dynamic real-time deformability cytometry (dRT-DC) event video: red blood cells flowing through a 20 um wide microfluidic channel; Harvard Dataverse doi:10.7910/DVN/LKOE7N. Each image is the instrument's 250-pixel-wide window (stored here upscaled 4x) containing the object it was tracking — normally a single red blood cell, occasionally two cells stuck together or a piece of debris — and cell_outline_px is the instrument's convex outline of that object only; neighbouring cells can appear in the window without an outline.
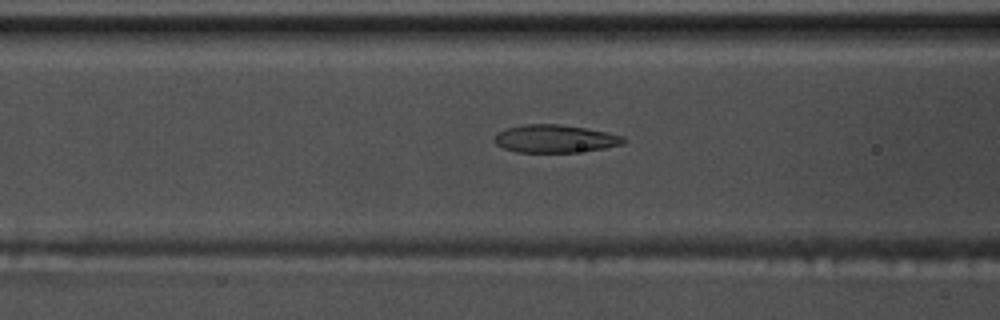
{"species": "common noctule bat (a hibernating species)", "species_latin": "Nyctalus noctula", "temperature_condition": "warm", "stored_images_in_passage": 53, "camera_frame_rate_fps": 3000, "um_per_image_px": 0.085, "animal": {"sex": "male", "body_mass_g": 17.5, "forearm_length_mm": 52.3}, "frame": {"image": 1, "passage_image": 23, "time_ms": 7.333, "image_size_px": [1000, 320], "cell_outline_px": [[628, 140], [624, 144], [604, 148], [576, 152], [516, 152], [504, 148], [496, 144], [492, 140], [500, 132], [508, 128], [524, 124], [560, 124], [608, 132], [624, 136]], "centroid_in_image_um": [47.22, 11.79], "position_along_channel_um": 119.4, "area_um2": 20.92}}
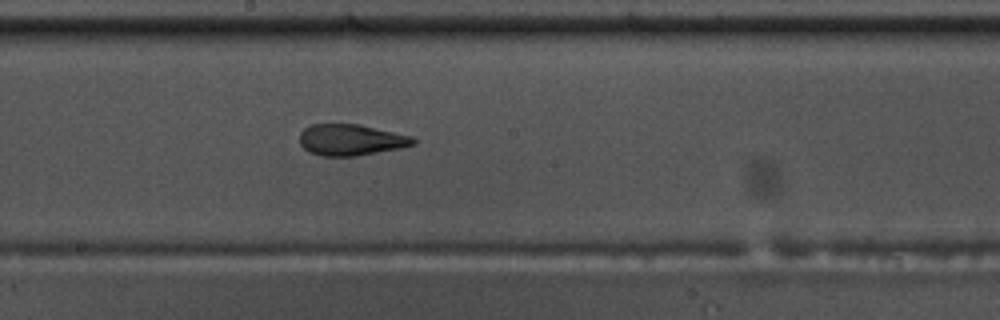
{"frame": {"image": 2, "passage_image": 31, "time_ms": 10.0, "image_size_px": [1000, 320], "cell_outline_px": [[416, 144], [400, 148], [356, 156], [320, 156], [308, 152], [300, 144], [300, 132], [304, 128], [312, 124], [360, 124], [412, 136], [416, 140]], "centroid_in_image_um": [29.82, 11.89], "position_along_channel_um": 218.4, "area_um2": 20.81}}
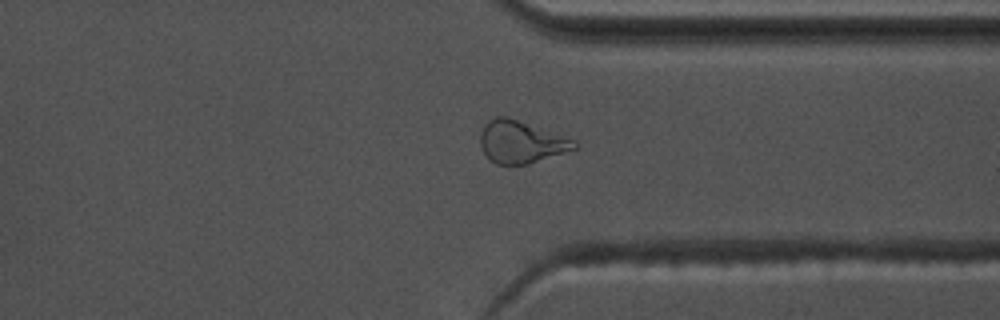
{"frame": {"image": 3, "passage_image": 43, "time_ms": 14.0, "image_size_px": [1000, 320], "cell_outline_px": [[580, 148], [528, 164], [496, 164], [488, 160], [480, 144], [480, 132], [484, 124], [488, 120], [496, 116], [508, 116], [576, 140], [580, 144]], "centroid_in_image_um": [44.31, 12.06], "position_along_channel_um": 367.1, "area_um2": 23.58}}